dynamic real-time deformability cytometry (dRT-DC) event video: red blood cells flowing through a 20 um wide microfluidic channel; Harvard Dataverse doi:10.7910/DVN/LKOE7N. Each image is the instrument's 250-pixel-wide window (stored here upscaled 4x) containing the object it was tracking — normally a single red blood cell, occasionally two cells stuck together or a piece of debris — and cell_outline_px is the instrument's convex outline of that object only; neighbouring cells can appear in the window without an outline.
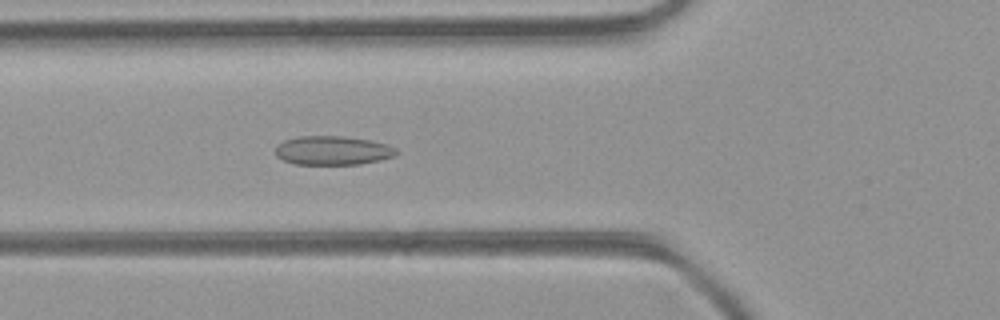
{"species": "common noctule bat (a hibernating species)", "species_latin": "Nyctalus noctula", "temperature_condition": "room temperature", "stored_images_in_passage": 46, "camera_frame_rate_fps": 3000, "um_per_image_px": 0.085, "animal": {"sex": "female", "body_mass_g": 21.9}, "frame": {"image": 1, "passage_image": 15, "time_ms": 4.667, "image_size_px": [1000, 320], "cell_outline_px": [[400, 152], [396, 156], [380, 160], [360, 164], [296, 164], [284, 160], [276, 156], [276, 144], [284, 140], [300, 136], [340, 136], [368, 140], [388, 144], [396, 148]], "centroid_in_image_um": [28.31, 12.79], "position_along_channel_um": 97.5, "area_um2": 20.46}}
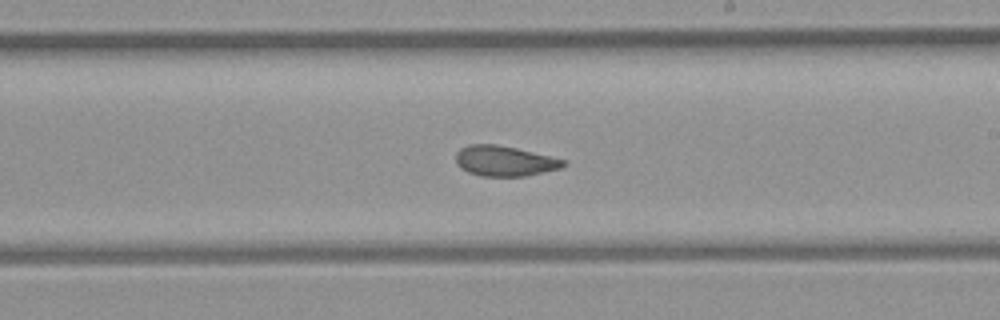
{"frame": {"image": 2, "passage_image": 25, "time_ms": 8.0, "image_size_px": [1000, 320], "cell_outline_px": [[568, 164], [560, 168], [524, 176], [480, 176], [468, 172], [460, 168], [456, 164], [456, 152], [460, 148], [468, 144], [496, 144], [516, 148], [568, 160]], "centroid_in_image_um": [42.88, 13.67], "position_along_channel_um": 246.1, "area_um2": 19.13}}
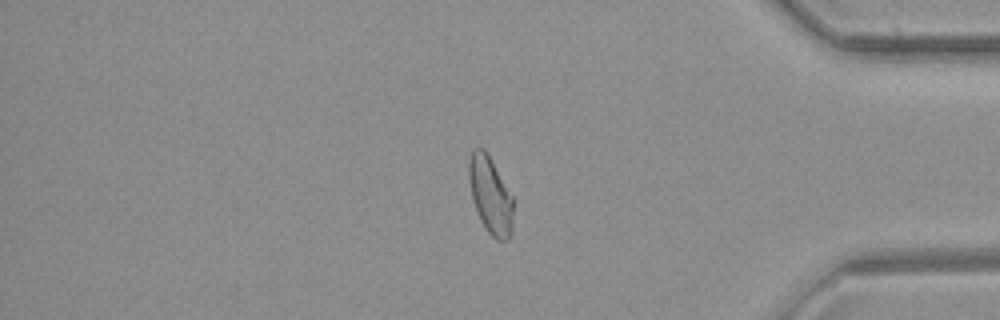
{"frame": {"image": 3, "passage_image": 37, "time_ms": 12.0, "image_size_px": [1000, 320], "cell_outline_px": [[512, 232], [508, 240], [496, 240], [488, 232], [480, 220], [472, 200], [468, 176], [468, 160], [472, 148], [484, 148], [512, 196]], "centroid_in_image_um": [41.65, 16.6], "position_along_channel_um": 393.5, "area_um2": 19.83}, "authors_computed_cell_mechanics": {"area_um2": 20.2589, "velocity_mm_per_s": 4.4372, "shape_relaxation_time_tau1_ms": null, "shape_relaxation_time_tau2_ms": 1.7131, "deformation_change_tau1": null, "deformation_change_tau2": 0.0683}}